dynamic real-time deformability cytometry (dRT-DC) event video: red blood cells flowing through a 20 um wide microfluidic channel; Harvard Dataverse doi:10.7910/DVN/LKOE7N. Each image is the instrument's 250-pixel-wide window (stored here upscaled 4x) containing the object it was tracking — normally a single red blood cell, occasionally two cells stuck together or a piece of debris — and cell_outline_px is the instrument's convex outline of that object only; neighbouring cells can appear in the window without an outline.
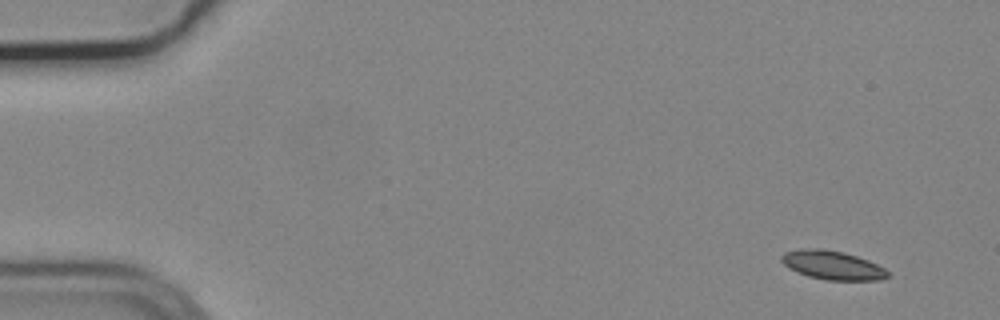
{"species": "common noctule bat (a hibernating species)", "species_latin": "Nyctalus noctula", "temperature_condition": "cold", "stored_images_in_passage": 8, "camera_frame_rate_fps": 3000, "um_per_image_px": 0.085, "animal": {"sex": "male", "body_mass_g": 19.2, "forearm_length_mm": 51.8}, "frame": {"image": 1, "passage_image": 1, "time_ms": 0.0, "image_size_px": [1000, 320], "cell_outline_px": [[888, 276], [880, 280], [828, 280], [808, 276], [796, 272], [788, 268], [780, 260], [780, 256], [784, 252], [800, 248], [820, 248], [844, 252], [868, 260], [884, 268], [888, 272]], "centroid_in_image_um": [70.71, 22.53], "position_along_channel_um": 14.3, "area_um2": 17.92}}
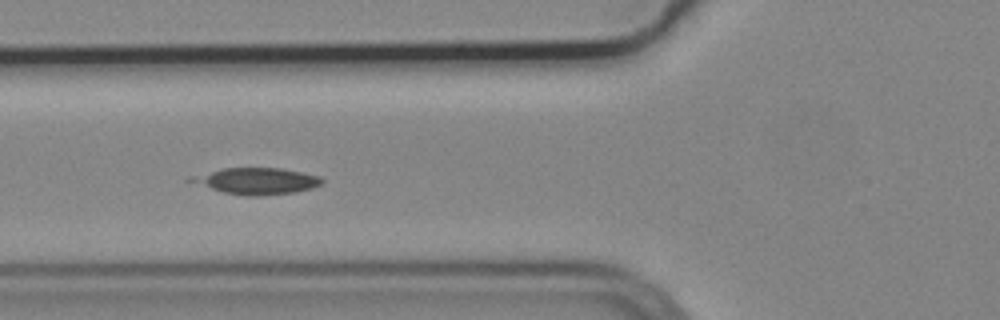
{"frame": {"image": 2, "passage_image": 5, "time_ms": 1.333, "image_size_px": [1000, 320], "cell_outline_px": [[324, 184], [312, 188], [296, 192], [260, 196], [244, 196], [224, 192], [184, 180], [188, 176], [224, 168], [280, 168], [320, 176], [324, 180]], "centroid_in_image_um": [21.81, 15.39], "position_along_channel_um": 104.0, "area_um2": 20.29}}
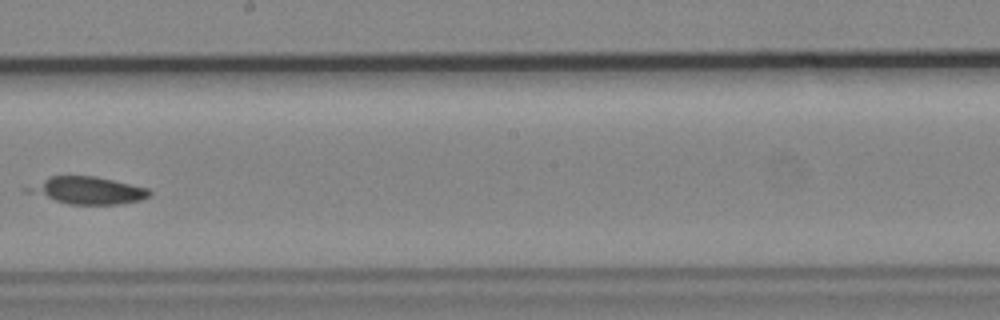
{"frame": {"image": 3, "passage_image": 8, "time_ms": 2.333, "image_size_px": [1000, 320], "cell_outline_px": [[152, 192], [148, 196], [140, 200], [120, 204], [68, 204], [56, 200], [40, 192], [36, 188], [44, 180], [52, 176], [96, 176], [148, 188]], "centroid_in_image_um": [7.76, 16.18], "position_along_channel_um": 240.4, "area_um2": 17.8}}